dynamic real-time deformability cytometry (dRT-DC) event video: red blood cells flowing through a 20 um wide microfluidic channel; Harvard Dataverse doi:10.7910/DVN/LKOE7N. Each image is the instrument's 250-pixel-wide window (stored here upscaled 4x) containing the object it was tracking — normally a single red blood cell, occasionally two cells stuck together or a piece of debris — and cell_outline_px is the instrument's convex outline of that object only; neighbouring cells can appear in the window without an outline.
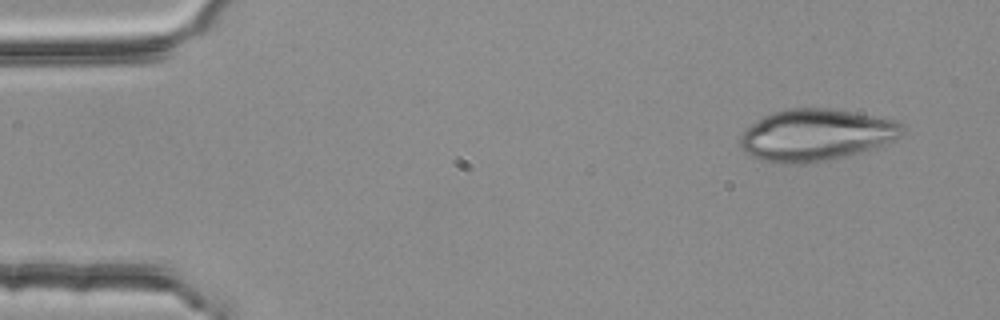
{"species": "common noctule bat (a hibernating species)", "species_latin": "Nyctalus noctula", "temperature_condition": "room temperature", "stored_images_in_passage": 4, "camera_frame_rate_fps": 3000, "um_per_image_px": 0.085, "animal": {"sex": "female", "body_mass_g": 25.1}, "frame": {"image": 1, "passage_image": 1, "time_ms": 0.0, "image_size_px": [1000, 320], "cell_outline_px": [[904, 132], [892, 140], [884, 144], [852, 156], [796, 164], [780, 164], [764, 160], [752, 156], [744, 152], [740, 148], [740, 136], [752, 124], [764, 116], [772, 112], [784, 108], [832, 108], [892, 120], [900, 124], [904, 128]], "centroid_in_image_um": [69.32, 11.48], "position_along_channel_um": 15.7, "area_um2": 48.67}}